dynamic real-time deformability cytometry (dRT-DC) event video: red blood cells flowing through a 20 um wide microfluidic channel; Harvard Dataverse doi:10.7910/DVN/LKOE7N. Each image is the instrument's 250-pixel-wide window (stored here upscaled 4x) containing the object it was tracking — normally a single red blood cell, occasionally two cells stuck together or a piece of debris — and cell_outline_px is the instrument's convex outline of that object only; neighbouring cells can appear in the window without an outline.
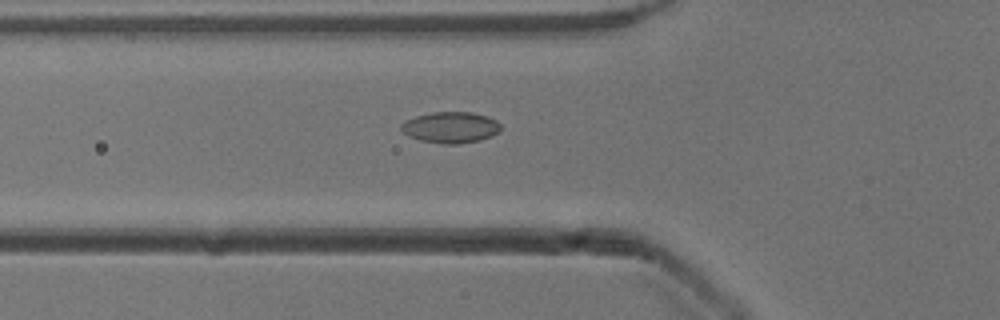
{"species": "common noctule bat (a hibernating species)", "species_latin": "Nyctalus noctula", "temperature_condition": "cold", "stored_images_in_passage": 45, "camera_frame_rate_fps": 3000, "um_per_image_px": 0.085, "animal": {"sex": "male", "body_mass_g": 13.3}, "frame": {"image": 1, "passage_image": 14, "time_ms": 4.333, "image_size_px": [1000, 320], "cell_outline_px": [[500, 132], [492, 136], [480, 140], [460, 144], [444, 144], [420, 140], [408, 136], [400, 128], [400, 124], [416, 116], [432, 112], [472, 112], [496, 120], [500, 124]], "centroid_in_image_um": [38.31, 10.84], "position_along_channel_um": 87.5, "area_um2": 18.03}}
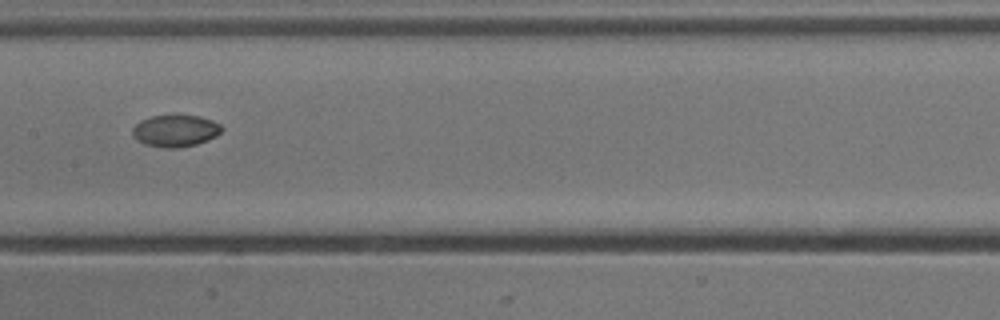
{"frame": {"image": 2, "passage_image": 22, "time_ms": 7.0, "image_size_px": [1000, 320], "cell_outline_px": [[224, 128], [216, 136], [208, 140], [196, 144], [176, 148], [164, 148], [144, 144], [136, 140], [132, 136], [132, 128], [140, 120], [152, 116], [176, 112], [200, 116], [212, 120], [220, 124]], "centroid_in_image_um": [14.89, 11.07], "position_along_channel_um": 192.5, "area_um2": 17.28}}
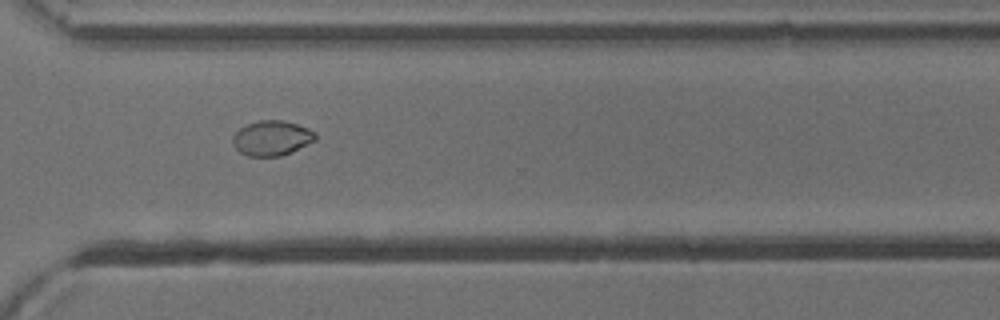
{"frame": {"image": 3, "passage_image": 34, "time_ms": 11.0, "image_size_px": [1000, 320], "cell_outline_px": [[316, 140], [292, 152], [280, 156], [248, 156], [240, 152], [232, 144], [232, 136], [240, 128], [248, 124], [260, 120], [284, 120], [308, 128], [316, 132]], "centroid_in_image_um": [23.11, 11.74], "position_along_channel_um": 347.5, "area_um2": 16.88}, "authors_computed_cell_mechanics": {"area_um2": 17.1666, "velocity_mm_per_s": 3.8989, "shape_relaxation_time_tau1_ms": 6.1705, "shape_relaxation_time_tau2_ms": null, "deformation_change_tau1": 0.1284, "deformation_change_tau2": null}}